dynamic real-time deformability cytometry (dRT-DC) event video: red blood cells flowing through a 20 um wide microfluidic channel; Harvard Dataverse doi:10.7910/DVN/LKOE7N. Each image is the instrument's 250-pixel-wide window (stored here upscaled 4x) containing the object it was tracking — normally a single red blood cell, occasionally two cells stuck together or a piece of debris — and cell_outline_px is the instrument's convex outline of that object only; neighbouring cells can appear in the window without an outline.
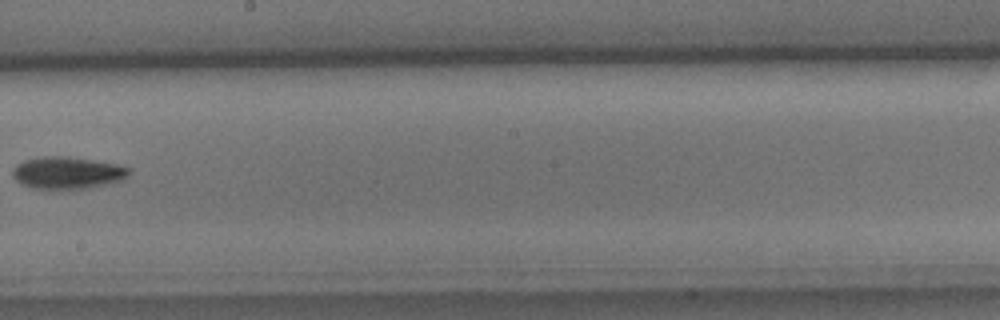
{"species": "common noctule bat (a hibernating species)", "species_latin": "Nyctalus noctula", "temperature_condition": "cold", "stored_images_in_passage": 9, "camera_frame_rate_fps": 3000, "um_per_image_px": 0.085, "animal": {"sex": "male", "body_mass_g": 15.6}, "frame": {"image": 1, "passage_image": 7, "time_ms": 2.0, "image_size_px": [1000, 320], "cell_outline_px": [[128, 176], [124, 180], [92, 188], [56, 192], [36, 188], [24, 184], [16, 180], [12, 176], [12, 168], [16, 164], [24, 160], [44, 156], [68, 156], [116, 164], [128, 168]], "centroid_in_image_um": [5.71, 14.73], "position_along_channel_um": 242.5, "area_um2": 22.43}}
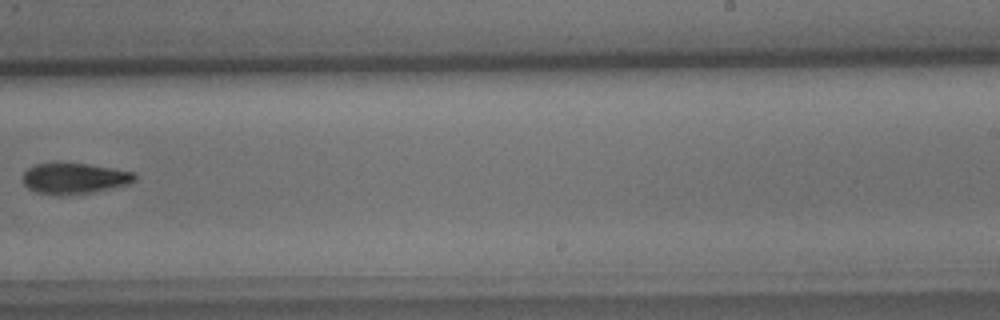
{"frame": {"image": 2, "passage_image": 8, "time_ms": 2.333, "image_size_px": [1000, 320], "cell_outline_px": [[136, 180], [128, 184], [92, 192], [36, 192], [28, 188], [24, 184], [24, 172], [28, 168], [36, 164], [88, 164], [136, 172]], "centroid_in_image_um": [6.39, 15.12], "position_along_channel_um": 282.6, "area_um2": 19.07}}